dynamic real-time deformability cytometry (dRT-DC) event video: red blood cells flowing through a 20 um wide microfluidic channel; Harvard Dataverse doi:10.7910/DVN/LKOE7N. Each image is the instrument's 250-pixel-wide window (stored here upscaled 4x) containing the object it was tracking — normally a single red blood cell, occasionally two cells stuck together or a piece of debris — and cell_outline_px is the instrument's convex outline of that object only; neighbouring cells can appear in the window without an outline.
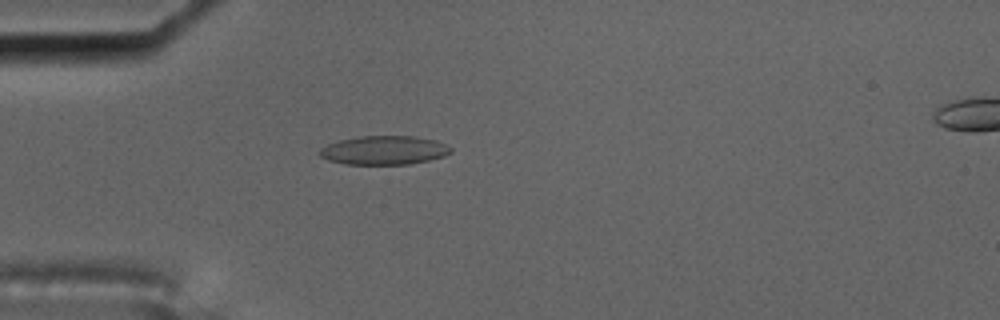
{"species": "common noctule bat (a hibernating species)", "species_latin": "Nyctalus noctula", "temperature_condition": "cold", "stored_images_in_passage": 58, "camera_frame_rate_fps": 3000, "um_per_image_px": 0.085, "animal": {"sex": "male", "body_mass_g": 17.5, "forearm_length_mm": 52.3}, "frame": {"image": 1, "passage_image": 17, "time_ms": 5.333, "image_size_px": [1000, 320], "cell_outline_px": [[452, 152], [444, 156], [428, 160], [408, 164], [344, 164], [328, 160], [320, 156], [316, 152], [320, 148], [328, 144], [340, 140], [360, 136], [416, 136], [436, 140], [452, 148]], "centroid_in_image_um": [32.62, 12.77], "position_along_channel_um": 52.4, "area_um2": 22.08}, "authors_computed_cell_mechanics": {"area_um2": 21.6461, "velocity_mm_per_s": 3.5268, "shape_relaxation_time_tau1_ms": null, "shape_relaxation_time_tau2_ms": 1.2439, "deformation_change_tau1": null, "deformation_change_tau2": 0.0661}}